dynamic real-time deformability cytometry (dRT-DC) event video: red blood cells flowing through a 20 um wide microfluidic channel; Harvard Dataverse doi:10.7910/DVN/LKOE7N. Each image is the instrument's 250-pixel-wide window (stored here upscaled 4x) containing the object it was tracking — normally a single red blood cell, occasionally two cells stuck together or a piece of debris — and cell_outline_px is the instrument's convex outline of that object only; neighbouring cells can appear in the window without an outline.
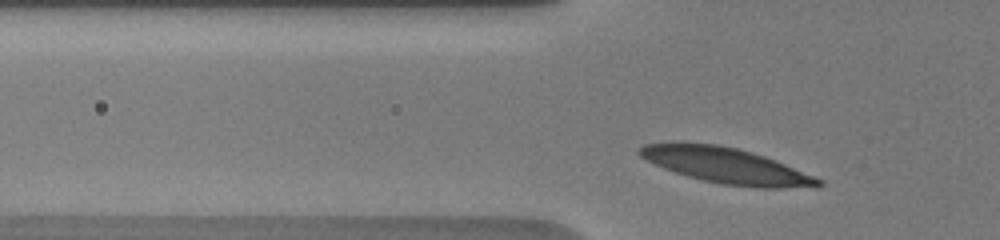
{"species": "human", "species_latin": "Homo sapiens", "temperature_condition": "warm", "stored_images_in_passage": 36, "camera_frame_rate_fps": 3000, "um_per_image_px": 0.085, "donor": {"sex": "male"}, "frame": {"image": 1, "passage_image": 5, "time_ms": 1.0, "image_size_px": [1000, 240], "cell_outline_px": [[824, 184], [820, 188], [756, 188], [720, 184], [688, 176], [664, 168], [640, 156], [636, 152], [644, 144], [672, 140], [716, 144], [736, 148], [752, 152], [764, 156], [824, 180]], "centroid_in_image_um": [61.73, 14.07], "position_along_channel_um": 64.1, "area_um2": 37.63}}
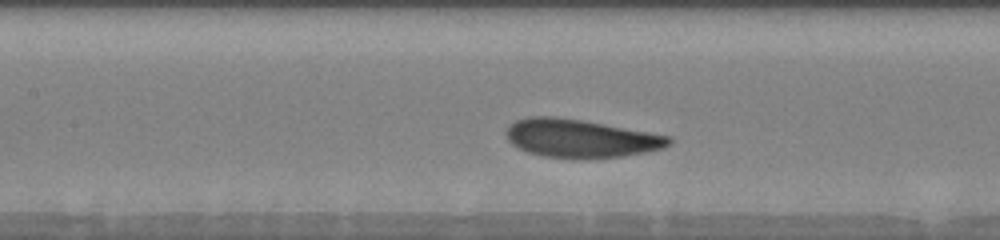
{"frame": {"image": 2, "passage_image": 13, "time_ms": 3.667, "image_size_px": [1000, 240], "cell_outline_px": [[672, 140], [664, 148], [624, 156], [576, 160], [544, 156], [528, 152], [516, 148], [508, 140], [504, 132], [516, 120], [528, 116], [556, 116], [580, 120], [672, 136]], "centroid_in_image_um": [49.31, 11.78], "position_along_channel_um": 158.1, "area_um2": 36.47}}
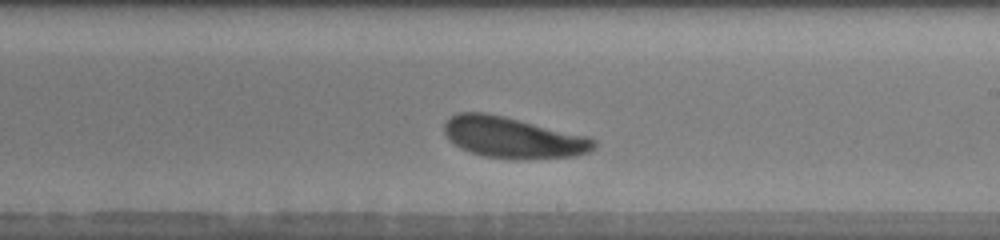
{"frame": {"image": 3, "passage_image": 22, "time_ms": 6.0, "image_size_px": [1000, 240], "cell_outline_px": [[596, 148], [588, 152], [576, 156], [520, 160], [484, 156], [468, 152], [460, 148], [448, 140], [444, 132], [444, 124], [456, 112], [484, 112], [504, 116], [588, 136], [596, 140]], "centroid_in_image_um": [43.6, 11.7], "position_along_channel_um": 245.4, "area_um2": 36.13}, "authors_computed_cell_mechanics": {"area_um2": 35.9805, "velocity_mm_per_s": 3.7477, "shape_relaxation_time_tau1_ms": 1.9841, "shape_relaxation_time_tau2_ms": null, "deformation_change_tau1": 0.1241, "deformation_change_tau2": null}}